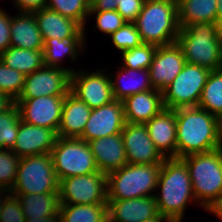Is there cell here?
<instances>
[{
  "label": "cell",
  "mask_w": 222,
  "mask_h": 222,
  "mask_svg": "<svg viewBox=\"0 0 222 222\" xmlns=\"http://www.w3.org/2000/svg\"><path fill=\"white\" fill-rule=\"evenodd\" d=\"M150 139L164 158H176V114L164 108L145 123Z\"/></svg>",
  "instance_id": "cell-19"
},
{
  "label": "cell",
  "mask_w": 222,
  "mask_h": 222,
  "mask_svg": "<svg viewBox=\"0 0 222 222\" xmlns=\"http://www.w3.org/2000/svg\"><path fill=\"white\" fill-rule=\"evenodd\" d=\"M108 222H143L159 215L154 196L108 200Z\"/></svg>",
  "instance_id": "cell-18"
},
{
  "label": "cell",
  "mask_w": 222,
  "mask_h": 222,
  "mask_svg": "<svg viewBox=\"0 0 222 222\" xmlns=\"http://www.w3.org/2000/svg\"><path fill=\"white\" fill-rule=\"evenodd\" d=\"M15 9L19 12H35L46 8L47 0H13Z\"/></svg>",
  "instance_id": "cell-42"
},
{
  "label": "cell",
  "mask_w": 222,
  "mask_h": 222,
  "mask_svg": "<svg viewBox=\"0 0 222 222\" xmlns=\"http://www.w3.org/2000/svg\"><path fill=\"white\" fill-rule=\"evenodd\" d=\"M208 212L222 220V198Z\"/></svg>",
  "instance_id": "cell-46"
},
{
  "label": "cell",
  "mask_w": 222,
  "mask_h": 222,
  "mask_svg": "<svg viewBox=\"0 0 222 222\" xmlns=\"http://www.w3.org/2000/svg\"><path fill=\"white\" fill-rule=\"evenodd\" d=\"M110 36L113 46L120 52L140 46L143 43L134 22H126Z\"/></svg>",
  "instance_id": "cell-37"
},
{
  "label": "cell",
  "mask_w": 222,
  "mask_h": 222,
  "mask_svg": "<svg viewBox=\"0 0 222 222\" xmlns=\"http://www.w3.org/2000/svg\"><path fill=\"white\" fill-rule=\"evenodd\" d=\"M71 73L67 69L43 66L25 76L24 87L17 99L41 96H66L70 92Z\"/></svg>",
  "instance_id": "cell-12"
},
{
  "label": "cell",
  "mask_w": 222,
  "mask_h": 222,
  "mask_svg": "<svg viewBox=\"0 0 222 222\" xmlns=\"http://www.w3.org/2000/svg\"><path fill=\"white\" fill-rule=\"evenodd\" d=\"M95 17V32L107 34L109 37L113 32H116L127 21L116 11H90L89 18Z\"/></svg>",
  "instance_id": "cell-38"
},
{
  "label": "cell",
  "mask_w": 222,
  "mask_h": 222,
  "mask_svg": "<svg viewBox=\"0 0 222 222\" xmlns=\"http://www.w3.org/2000/svg\"><path fill=\"white\" fill-rule=\"evenodd\" d=\"M15 101L7 94L0 92V114L8 110Z\"/></svg>",
  "instance_id": "cell-44"
},
{
  "label": "cell",
  "mask_w": 222,
  "mask_h": 222,
  "mask_svg": "<svg viewBox=\"0 0 222 222\" xmlns=\"http://www.w3.org/2000/svg\"><path fill=\"white\" fill-rule=\"evenodd\" d=\"M86 28L74 39L49 38L44 42L43 58L45 66L60 67L67 69L70 73L73 68L64 67L61 63L65 56L71 60V63L77 62L78 56L86 48ZM74 61V62H72ZM63 66V67H62Z\"/></svg>",
  "instance_id": "cell-23"
},
{
  "label": "cell",
  "mask_w": 222,
  "mask_h": 222,
  "mask_svg": "<svg viewBox=\"0 0 222 222\" xmlns=\"http://www.w3.org/2000/svg\"><path fill=\"white\" fill-rule=\"evenodd\" d=\"M210 72L207 68L186 62L182 71L162 92L164 107L173 110L197 107Z\"/></svg>",
  "instance_id": "cell-9"
},
{
  "label": "cell",
  "mask_w": 222,
  "mask_h": 222,
  "mask_svg": "<svg viewBox=\"0 0 222 222\" xmlns=\"http://www.w3.org/2000/svg\"><path fill=\"white\" fill-rule=\"evenodd\" d=\"M4 189L2 188V186L0 185V193L3 191Z\"/></svg>",
  "instance_id": "cell-52"
},
{
  "label": "cell",
  "mask_w": 222,
  "mask_h": 222,
  "mask_svg": "<svg viewBox=\"0 0 222 222\" xmlns=\"http://www.w3.org/2000/svg\"><path fill=\"white\" fill-rule=\"evenodd\" d=\"M122 102L127 123L145 124L165 108L163 93L157 89L131 95Z\"/></svg>",
  "instance_id": "cell-21"
},
{
  "label": "cell",
  "mask_w": 222,
  "mask_h": 222,
  "mask_svg": "<svg viewBox=\"0 0 222 222\" xmlns=\"http://www.w3.org/2000/svg\"><path fill=\"white\" fill-rule=\"evenodd\" d=\"M119 0H93L90 3V11H114Z\"/></svg>",
  "instance_id": "cell-43"
},
{
  "label": "cell",
  "mask_w": 222,
  "mask_h": 222,
  "mask_svg": "<svg viewBox=\"0 0 222 222\" xmlns=\"http://www.w3.org/2000/svg\"><path fill=\"white\" fill-rule=\"evenodd\" d=\"M197 107L222 117V69L210 72Z\"/></svg>",
  "instance_id": "cell-31"
},
{
  "label": "cell",
  "mask_w": 222,
  "mask_h": 222,
  "mask_svg": "<svg viewBox=\"0 0 222 222\" xmlns=\"http://www.w3.org/2000/svg\"><path fill=\"white\" fill-rule=\"evenodd\" d=\"M34 17L44 42L49 38L74 39L84 30L75 20L48 8L35 11Z\"/></svg>",
  "instance_id": "cell-22"
},
{
  "label": "cell",
  "mask_w": 222,
  "mask_h": 222,
  "mask_svg": "<svg viewBox=\"0 0 222 222\" xmlns=\"http://www.w3.org/2000/svg\"><path fill=\"white\" fill-rule=\"evenodd\" d=\"M91 108L71 91L65 96L58 137L79 138L89 119Z\"/></svg>",
  "instance_id": "cell-25"
},
{
  "label": "cell",
  "mask_w": 222,
  "mask_h": 222,
  "mask_svg": "<svg viewBox=\"0 0 222 222\" xmlns=\"http://www.w3.org/2000/svg\"><path fill=\"white\" fill-rule=\"evenodd\" d=\"M161 166L162 163L127 164L109 173L107 175L108 200L155 196Z\"/></svg>",
  "instance_id": "cell-6"
},
{
  "label": "cell",
  "mask_w": 222,
  "mask_h": 222,
  "mask_svg": "<svg viewBox=\"0 0 222 222\" xmlns=\"http://www.w3.org/2000/svg\"><path fill=\"white\" fill-rule=\"evenodd\" d=\"M215 25H216L217 35L222 40V14L217 16Z\"/></svg>",
  "instance_id": "cell-47"
},
{
  "label": "cell",
  "mask_w": 222,
  "mask_h": 222,
  "mask_svg": "<svg viewBox=\"0 0 222 222\" xmlns=\"http://www.w3.org/2000/svg\"><path fill=\"white\" fill-rule=\"evenodd\" d=\"M134 23L143 43L157 47L175 43L180 30L177 0H145Z\"/></svg>",
  "instance_id": "cell-4"
},
{
  "label": "cell",
  "mask_w": 222,
  "mask_h": 222,
  "mask_svg": "<svg viewBox=\"0 0 222 222\" xmlns=\"http://www.w3.org/2000/svg\"><path fill=\"white\" fill-rule=\"evenodd\" d=\"M60 181L50 153L22 157L10 193H59Z\"/></svg>",
  "instance_id": "cell-8"
},
{
  "label": "cell",
  "mask_w": 222,
  "mask_h": 222,
  "mask_svg": "<svg viewBox=\"0 0 222 222\" xmlns=\"http://www.w3.org/2000/svg\"><path fill=\"white\" fill-rule=\"evenodd\" d=\"M157 46L142 43L140 46L124 50L121 53L122 67L131 69H148Z\"/></svg>",
  "instance_id": "cell-34"
},
{
  "label": "cell",
  "mask_w": 222,
  "mask_h": 222,
  "mask_svg": "<svg viewBox=\"0 0 222 222\" xmlns=\"http://www.w3.org/2000/svg\"><path fill=\"white\" fill-rule=\"evenodd\" d=\"M155 199L159 214L170 222H182L188 204L196 201L186 163L181 158H165L158 176Z\"/></svg>",
  "instance_id": "cell-2"
},
{
  "label": "cell",
  "mask_w": 222,
  "mask_h": 222,
  "mask_svg": "<svg viewBox=\"0 0 222 222\" xmlns=\"http://www.w3.org/2000/svg\"><path fill=\"white\" fill-rule=\"evenodd\" d=\"M19 160L12 150L0 149V185L3 189H12L17 177Z\"/></svg>",
  "instance_id": "cell-36"
},
{
  "label": "cell",
  "mask_w": 222,
  "mask_h": 222,
  "mask_svg": "<svg viewBox=\"0 0 222 222\" xmlns=\"http://www.w3.org/2000/svg\"><path fill=\"white\" fill-rule=\"evenodd\" d=\"M116 73H109L112 75L110 77L114 100L123 101L131 95L153 89L148 69L119 67Z\"/></svg>",
  "instance_id": "cell-26"
},
{
  "label": "cell",
  "mask_w": 222,
  "mask_h": 222,
  "mask_svg": "<svg viewBox=\"0 0 222 222\" xmlns=\"http://www.w3.org/2000/svg\"><path fill=\"white\" fill-rule=\"evenodd\" d=\"M176 158L222 147L220 119L199 107L175 109Z\"/></svg>",
  "instance_id": "cell-1"
},
{
  "label": "cell",
  "mask_w": 222,
  "mask_h": 222,
  "mask_svg": "<svg viewBox=\"0 0 222 222\" xmlns=\"http://www.w3.org/2000/svg\"><path fill=\"white\" fill-rule=\"evenodd\" d=\"M0 222H25L20 200L11 194L5 201L0 212Z\"/></svg>",
  "instance_id": "cell-39"
},
{
  "label": "cell",
  "mask_w": 222,
  "mask_h": 222,
  "mask_svg": "<svg viewBox=\"0 0 222 222\" xmlns=\"http://www.w3.org/2000/svg\"><path fill=\"white\" fill-rule=\"evenodd\" d=\"M125 123L123 102L113 100L107 105L91 110L83 134L79 138L89 142L116 135L122 132Z\"/></svg>",
  "instance_id": "cell-15"
},
{
  "label": "cell",
  "mask_w": 222,
  "mask_h": 222,
  "mask_svg": "<svg viewBox=\"0 0 222 222\" xmlns=\"http://www.w3.org/2000/svg\"><path fill=\"white\" fill-rule=\"evenodd\" d=\"M24 82L25 75L0 61V92L9 95L15 101L23 90Z\"/></svg>",
  "instance_id": "cell-35"
},
{
  "label": "cell",
  "mask_w": 222,
  "mask_h": 222,
  "mask_svg": "<svg viewBox=\"0 0 222 222\" xmlns=\"http://www.w3.org/2000/svg\"><path fill=\"white\" fill-rule=\"evenodd\" d=\"M107 175L100 171L60 180V204H107Z\"/></svg>",
  "instance_id": "cell-10"
},
{
  "label": "cell",
  "mask_w": 222,
  "mask_h": 222,
  "mask_svg": "<svg viewBox=\"0 0 222 222\" xmlns=\"http://www.w3.org/2000/svg\"><path fill=\"white\" fill-rule=\"evenodd\" d=\"M57 139L58 133L54 129L34 126L20 121L12 151L19 158L51 153Z\"/></svg>",
  "instance_id": "cell-17"
},
{
  "label": "cell",
  "mask_w": 222,
  "mask_h": 222,
  "mask_svg": "<svg viewBox=\"0 0 222 222\" xmlns=\"http://www.w3.org/2000/svg\"><path fill=\"white\" fill-rule=\"evenodd\" d=\"M20 121L19 110L15 103L0 114V149L14 148Z\"/></svg>",
  "instance_id": "cell-33"
},
{
  "label": "cell",
  "mask_w": 222,
  "mask_h": 222,
  "mask_svg": "<svg viewBox=\"0 0 222 222\" xmlns=\"http://www.w3.org/2000/svg\"><path fill=\"white\" fill-rule=\"evenodd\" d=\"M220 137H221V145H222V117L220 118Z\"/></svg>",
  "instance_id": "cell-51"
},
{
  "label": "cell",
  "mask_w": 222,
  "mask_h": 222,
  "mask_svg": "<svg viewBox=\"0 0 222 222\" xmlns=\"http://www.w3.org/2000/svg\"><path fill=\"white\" fill-rule=\"evenodd\" d=\"M25 222H59V216L25 218Z\"/></svg>",
  "instance_id": "cell-45"
},
{
  "label": "cell",
  "mask_w": 222,
  "mask_h": 222,
  "mask_svg": "<svg viewBox=\"0 0 222 222\" xmlns=\"http://www.w3.org/2000/svg\"><path fill=\"white\" fill-rule=\"evenodd\" d=\"M88 143L101 173L108 175L128 164L121 133L91 140Z\"/></svg>",
  "instance_id": "cell-20"
},
{
  "label": "cell",
  "mask_w": 222,
  "mask_h": 222,
  "mask_svg": "<svg viewBox=\"0 0 222 222\" xmlns=\"http://www.w3.org/2000/svg\"><path fill=\"white\" fill-rule=\"evenodd\" d=\"M46 8L75 20L83 28L87 27L90 12L88 0H47Z\"/></svg>",
  "instance_id": "cell-32"
},
{
  "label": "cell",
  "mask_w": 222,
  "mask_h": 222,
  "mask_svg": "<svg viewBox=\"0 0 222 222\" xmlns=\"http://www.w3.org/2000/svg\"><path fill=\"white\" fill-rule=\"evenodd\" d=\"M143 222H170L166 217L161 216L160 214L152 219L143 221Z\"/></svg>",
  "instance_id": "cell-49"
},
{
  "label": "cell",
  "mask_w": 222,
  "mask_h": 222,
  "mask_svg": "<svg viewBox=\"0 0 222 222\" xmlns=\"http://www.w3.org/2000/svg\"><path fill=\"white\" fill-rule=\"evenodd\" d=\"M179 27L193 23H215L218 16V0H177Z\"/></svg>",
  "instance_id": "cell-27"
},
{
  "label": "cell",
  "mask_w": 222,
  "mask_h": 222,
  "mask_svg": "<svg viewBox=\"0 0 222 222\" xmlns=\"http://www.w3.org/2000/svg\"><path fill=\"white\" fill-rule=\"evenodd\" d=\"M176 43L187 63L210 71L222 69V40L217 35L215 23L200 22L181 27Z\"/></svg>",
  "instance_id": "cell-5"
},
{
  "label": "cell",
  "mask_w": 222,
  "mask_h": 222,
  "mask_svg": "<svg viewBox=\"0 0 222 222\" xmlns=\"http://www.w3.org/2000/svg\"><path fill=\"white\" fill-rule=\"evenodd\" d=\"M20 200L25 218L59 216V193H11Z\"/></svg>",
  "instance_id": "cell-28"
},
{
  "label": "cell",
  "mask_w": 222,
  "mask_h": 222,
  "mask_svg": "<svg viewBox=\"0 0 222 222\" xmlns=\"http://www.w3.org/2000/svg\"><path fill=\"white\" fill-rule=\"evenodd\" d=\"M185 63L183 51L176 42L157 47L148 68L153 89L163 92L182 71Z\"/></svg>",
  "instance_id": "cell-14"
},
{
  "label": "cell",
  "mask_w": 222,
  "mask_h": 222,
  "mask_svg": "<svg viewBox=\"0 0 222 222\" xmlns=\"http://www.w3.org/2000/svg\"><path fill=\"white\" fill-rule=\"evenodd\" d=\"M187 165L199 207L209 211L222 198V147L181 158Z\"/></svg>",
  "instance_id": "cell-3"
},
{
  "label": "cell",
  "mask_w": 222,
  "mask_h": 222,
  "mask_svg": "<svg viewBox=\"0 0 222 222\" xmlns=\"http://www.w3.org/2000/svg\"><path fill=\"white\" fill-rule=\"evenodd\" d=\"M75 69L71 73L70 91L91 109L107 105L114 100L112 83L106 69H96L91 73Z\"/></svg>",
  "instance_id": "cell-11"
},
{
  "label": "cell",
  "mask_w": 222,
  "mask_h": 222,
  "mask_svg": "<svg viewBox=\"0 0 222 222\" xmlns=\"http://www.w3.org/2000/svg\"><path fill=\"white\" fill-rule=\"evenodd\" d=\"M121 134L128 164H154L165 160L150 139L145 124L126 122Z\"/></svg>",
  "instance_id": "cell-16"
},
{
  "label": "cell",
  "mask_w": 222,
  "mask_h": 222,
  "mask_svg": "<svg viewBox=\"0 0 222 222\" xmlns=\"http://www.w3.org/2000/svg\"><path fill=\"white\" fill-rule=\"evenodd\" d=\"M10 46L29 50H43L44 41L34 12L11 14Z\"/></svg>",
  "instance_id": "cell-24"
},
{
  "label": "cell",
  "mask_w": 222,
  "mask_h": 222,
  "mask_svg": "<svg viewBox=\"0 0 222 222\" xmlns=\"http://www.w3.org/2000/svg\"><path fill=\"white\" fill-rule=\"evenodd\" d=\"M222 14V0H218V15Z\"/></svg>",
  "instance_id": "cell-50"
},
{
  "label": "cell",
  "mask_w": 222,
  "mask_h": 222,
  "mask_svg": "<svg viewBox=\"0 0 222 222\" xmlns=\"http://www.w3.org/2000/svg\"><path fill=\"white\" fill-rule=\"evenodd\" d=\"M0 61L7 67L27 76L44 66L43 50H29L9 46L0 53Z\"/></svg>",
  "instance_id": "cell-29"
},
{
  "label": "cell",
  "mask_w": 222,
  "mask_h": 222,
  "mask_svg": "<svg viewBox=\"0 0 222 222\" xmlns=\"http://www.w3.org/2000/svg\"><path fill=\"white\" fill-rule=\"evenodd\" d=\"M65 96H41L32 99H16L21 121L58 131Z\"/></svg>",
  "instance_id": "cell-13"
},
{
  "label": "cell",
  "mask_w": 222,
  "mask_h": 222,
  "mask_svg": "<svg viewBox=\"0 0 222 222\" xmlns=\"http://www.w3.org/2000/svg\"><path fill=\"white\" fill-rule=\"evenodd\" d=\"M50 154L59 181L99 171L89 143L81 138L58 137Z\"/></svg>",
  "instance_id": "cell-7"
},
{
  "label": "cell",
  "mask_w": 222,
  "mask_h": 222,
  "mask_svg": "<svg viewBox=\"0 0 222 222\" xmlns=\"http://www.w3.org/2000/svg\"><path fill=\"white\" fill-rule=\"evenodd\" d=\"M11 195L9 190L4 189L1 193H0V212L3 209L4 206V201Z\"/></svg>",
  "instance_id": "cell-48"
},
{
  "label": "cell",
  "mask_w": 222,
  "mask_h": 222,
  "mask_svg": "<svg viewBox=\"0 0 222 222\" xmlns=\"http://www.w3.org/2000/svg\"><path fill=\"white\" fill-rule=\"evenodd\" d=\"M145 0H119L116 11L127 21L134 22L140 14Z\"/></svg>",
  "instance_id": "cell-40"
},
{
  "label": "cell",
  "mask_w": 222,
  "mask_h": 222,
  "mask_svg": "<svg viewBox=\"0 0 222 222\" xmlns=\"http://www.w3.org/2000/svg\"><path fill=\"white\" fill-rule=\"evenodd\" d=\"M59 222H108V205L60 204Z\"/></svg>",
  "instance_id": "cell-30"
},
{
  "label": "cell",
  "mask_w": 222,
  "mask_h": 222,
  "mask_svg": "<svg viewBox=\"0 0 222 222\" xmlns=\"http://www.w3.org/2000/svg\"><path fill=\"white\" fill-rule=\"evenodd\" d=\"M11 14L0 8V53L10 46Z\"/></svg>",
  "instance_id": "cell-41"
}]
</instances>
